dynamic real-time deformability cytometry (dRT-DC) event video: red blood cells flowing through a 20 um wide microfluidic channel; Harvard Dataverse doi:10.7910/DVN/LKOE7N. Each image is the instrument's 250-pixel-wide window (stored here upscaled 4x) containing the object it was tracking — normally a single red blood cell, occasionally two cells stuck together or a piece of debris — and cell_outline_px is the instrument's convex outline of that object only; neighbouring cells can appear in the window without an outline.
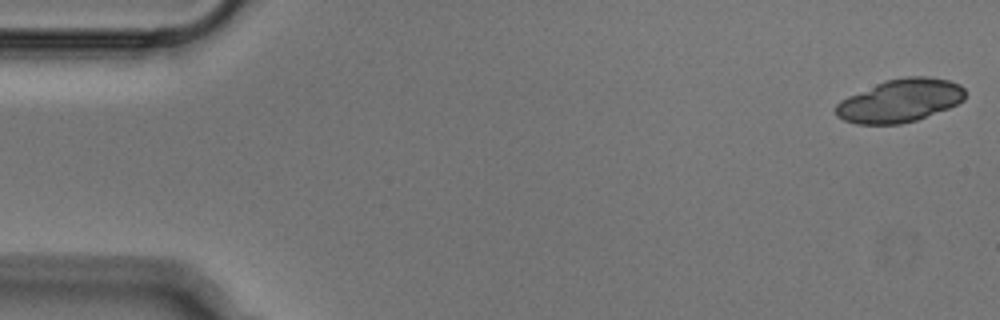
{"species": "Egyptian fruit bat (a non-hibernating species)", "species_latin": "Rousettus aegyptiacus", "temperature_condition": "cold", "stored_images_in_passage": 17, "camera_frame_rate_fps": 3000, "um_per_image_px": 0.085, "animal": {"sex": "male"}, "frame": {"image": 1, "passage_image": 1, "time_ms": 0.0, "image_size_px": [1000, 320], "cell_outline_px": [[964, 100], [948, 108], [916, 120], [900, 124], [856, 124], [844, 120], [836, 116], [836, 104], [840, 100], [848, 96], [884, 80], [908, 76], [928, 76], [948, 80], [960, 84], [964, 88]], "centroid_in_image_um": [76.49, 8.55], "position_along_channel_um": 8.5, "area_um2": 32.43}}